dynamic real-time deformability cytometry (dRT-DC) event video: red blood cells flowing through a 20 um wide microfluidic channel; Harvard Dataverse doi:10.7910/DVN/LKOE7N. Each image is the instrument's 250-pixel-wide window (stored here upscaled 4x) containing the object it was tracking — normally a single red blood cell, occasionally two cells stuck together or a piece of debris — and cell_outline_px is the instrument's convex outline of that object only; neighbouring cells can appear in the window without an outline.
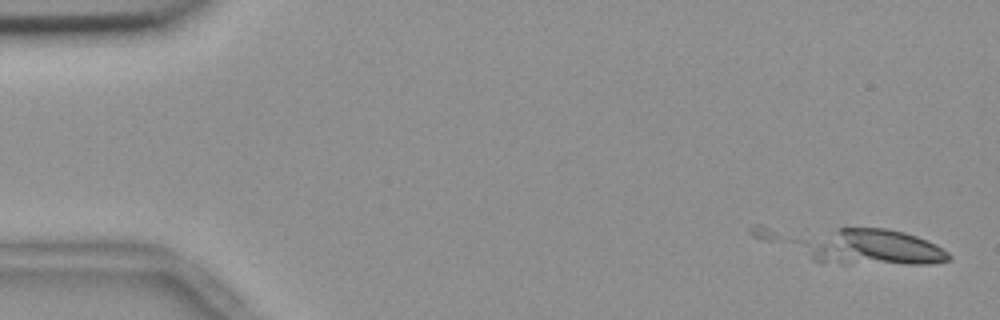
{"species": "common noctule bat (a hibernating species)", "species_latin": "Nyctalus noctula", "temperature_condition": "room temperature", "stored_images_in_passage": 13, "camera_frame_rate_fps": 3000, "um_per_image_px": 0.085, "animal": {"sex": "female", "body_mass_g": 18.4}, "frame": {"image": 1, "passage_image": 1, "time_ms": 0.0, "image_size_px": [1000, 320], "cell_outline_px": [[952, 260], [928, 264], [840, 264], [812, 260], [788, 240], [804, 228], [888, 228], [904, 232], [916, 236], [936, 244], [948, 252], [952, 256]], "centroid_in_image_um": [73.73, 20.97], "position_along_channel_um": 11.3, "area_um2": 33.81}}